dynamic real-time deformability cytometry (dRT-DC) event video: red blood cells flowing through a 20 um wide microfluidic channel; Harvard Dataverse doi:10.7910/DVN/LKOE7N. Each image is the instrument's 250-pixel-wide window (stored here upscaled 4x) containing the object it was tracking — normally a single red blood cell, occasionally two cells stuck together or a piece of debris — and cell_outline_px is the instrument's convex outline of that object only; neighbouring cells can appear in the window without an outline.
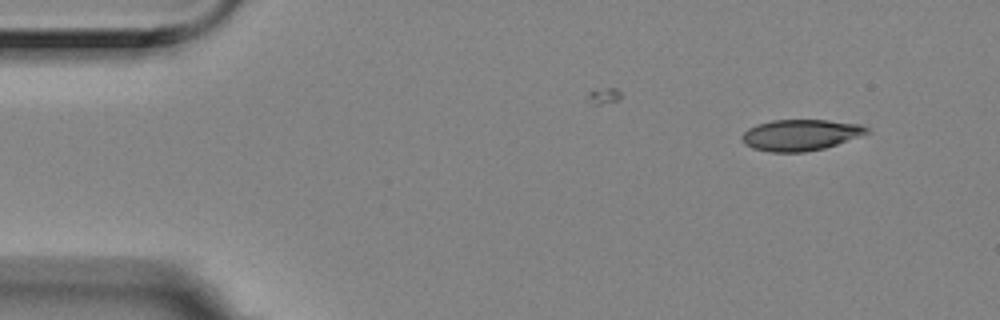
{"species": "Egyptian fruit bat (a non-hibernating species)", "species_latin": "Rousettus aegyptiacus", "temperature_condition": "room temperature", "stored_images_in_passage": 4, "camera_frame_rate_fps": 3000, "um_per_image_px": 0.085, "animal": {"sex": "female"}, "frame": {"image": 1, "passage_image": 1, "time_ms": 0.0, "image_size_px": [1000, 320], "cell_outline_px": [[872, 132], [824, 148], [804, 152], [768, 152], [752, 148], [744, 144], [740, 140], [740, 136], [748, 128], [756, 124], [772, 120], [828, 120], [860, 124], [868, 128]], "centroid_in_image_um": [68.0, 11.47], "position_along_channel_um": 17.0, "area_um2": 22.83}}
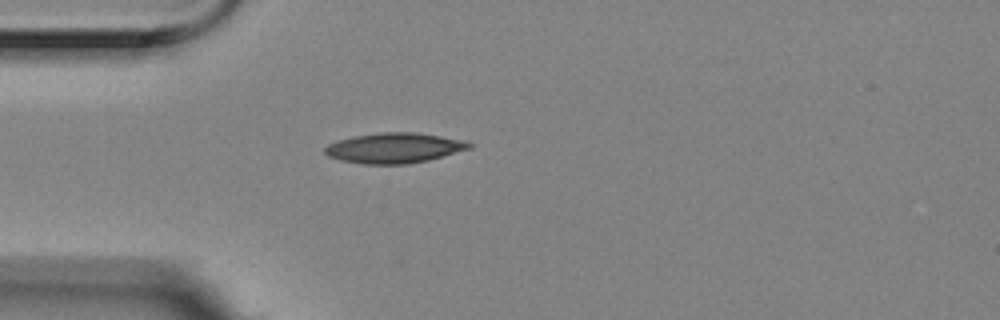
{"frame": {"image": 2, "passage_image": 4, "time_ms": 1.0, "image_size_px": [1000, 320], "cell_outline_px": [[472, 148], [428, 160], [408, 164], [364, 164], [340, 160], [328, 156], [324, 152], [324, 148], [328, 144], [336, 140], [352, 136], [380, 132], [416, 132], [440, 136], [460, 140], [472, 144]], "centroid_in_image_um": [33.46, 12.57], "position_along_channel_um": 51.5, "area_um2": 25.43}}